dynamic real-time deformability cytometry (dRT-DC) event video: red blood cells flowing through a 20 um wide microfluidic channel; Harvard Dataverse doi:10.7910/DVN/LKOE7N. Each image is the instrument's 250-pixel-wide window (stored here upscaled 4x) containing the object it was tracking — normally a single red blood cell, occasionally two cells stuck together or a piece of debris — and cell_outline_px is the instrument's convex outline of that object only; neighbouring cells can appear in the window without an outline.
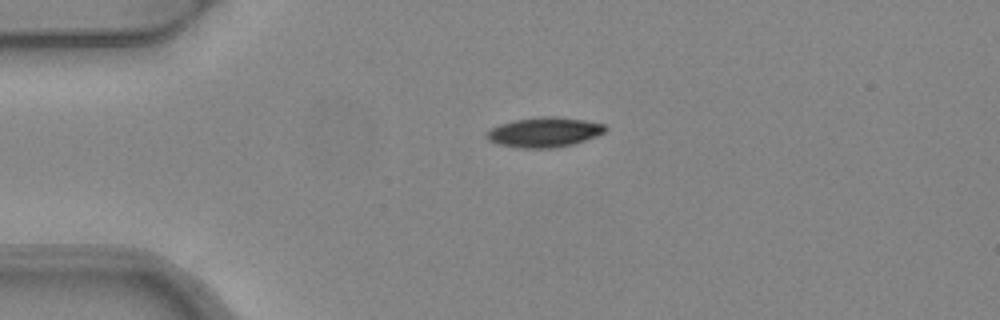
{"species": "common noctule bat (a hibernating species)", "species_latin": "Nyctalus noctula", "temperature_condition": "warm", "stored_images_in_passage": 1, "camera_frame_rate_fps": 3000, "um_per_image_px": 0.085, "animal": {"sex": "female", "body_mass_g": 24.6, "forearm_length_mm": 56.2}, "frame": {"image": 1, "passage_image": 1, "time_ms": 0.0, "image_size_px": [1000, 320], "cell_outline_px": [[608, 128], [604, 132], [596, 136], [572, 144], [556, 148], [520, 148], [496, 144], [488, 140], [484, 136], [484, 132], [488, 128], [512, 120], [544, 116], [552, 116], [584, 120], [604, 124]], "centroid_in_image_um": [46.18, 11.24], "position_along_channel_um": 38.8, "area_um2": 20.87}}